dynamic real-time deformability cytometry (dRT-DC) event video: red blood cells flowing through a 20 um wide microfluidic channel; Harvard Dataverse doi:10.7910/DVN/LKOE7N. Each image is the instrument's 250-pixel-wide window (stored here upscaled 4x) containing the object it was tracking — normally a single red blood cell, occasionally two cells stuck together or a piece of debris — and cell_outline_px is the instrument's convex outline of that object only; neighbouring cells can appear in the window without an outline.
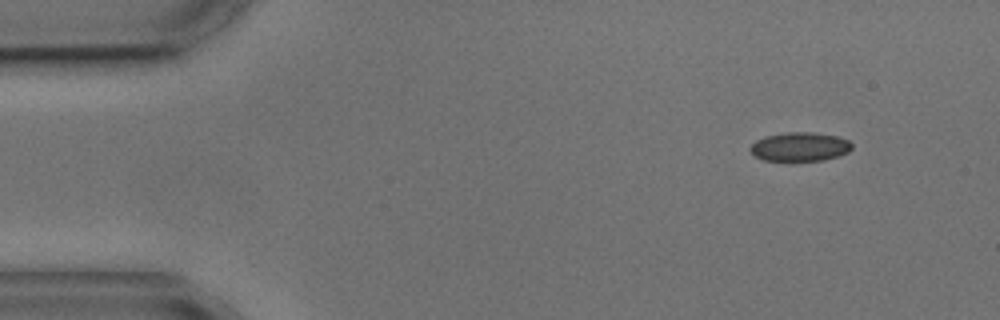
{"species": "common noctule bat (a hibernating species)", "species_latin": "Nyctalus noctula", "temperature_condition": "cold", "stored_images_in_passage": 3, "camera_frame_rate_fps": 3000, "um_per_image_px": 0.085, "animal": {"sex": "male", "body_mass_g": 17.9, "forearm_length_mm": 54.2}, "frame": {"image": 1, "passage_image": 1, "time_ms": 0.0, "image_size_px": [1000, 320], "cell_outline_px": [[852, 148], [848, 152], [824, 160], [788, 164], [764, 160], [756, 156], [748, 148], [756, 140], [764, 136], [788, 132], [812, 132], [836, 136], [848, 140], [852, 144]], "centroid_in_image_um": [67.95, 12.52], "position_along_channel_um": 17.1, "area_um2": 17.8}}